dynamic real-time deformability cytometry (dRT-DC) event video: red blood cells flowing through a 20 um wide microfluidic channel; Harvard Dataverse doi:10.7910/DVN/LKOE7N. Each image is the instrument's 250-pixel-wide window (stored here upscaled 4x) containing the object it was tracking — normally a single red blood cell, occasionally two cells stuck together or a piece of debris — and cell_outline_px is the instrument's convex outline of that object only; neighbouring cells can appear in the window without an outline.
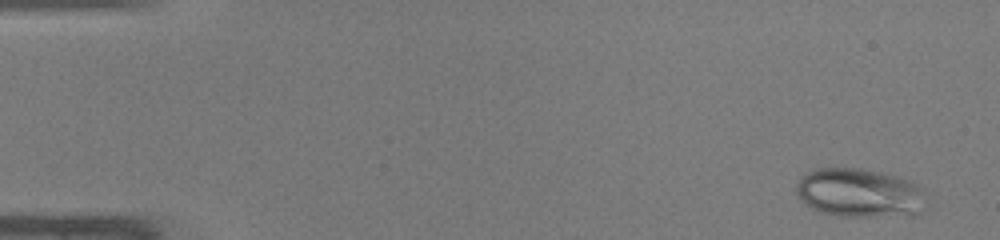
{"species": "common noctule bat (a hibernating species)", "species_latin": "Nyctalus noctula", "temperature_condition": "warm", "stored_images_in_passage": 14, "camera_frame_rate_fps": 3000, "um_per_image_px": 0.085, "animal": {"sex": "male", "body_mass_g": 19.0, "forearm_length_mm": 50.8}, "frame": {"image": 1, "passage_image": 1, "time_ms": 0.0, "image_size_px": [1000, 240], "cell_outline_px": [[920, 188], [916, 212], [908, 216], [840, 216], [820, 212], [804, 204], [800, 200], [796, 192], [796, 184], [800, 176], [816, 168], [860, 168], [880, 172], [896, 176], [916, 184]], "centroid_in_image_um": [72.88, 16.38], "position_along_channel_um": 12.1, "area_um2": 36.18}}